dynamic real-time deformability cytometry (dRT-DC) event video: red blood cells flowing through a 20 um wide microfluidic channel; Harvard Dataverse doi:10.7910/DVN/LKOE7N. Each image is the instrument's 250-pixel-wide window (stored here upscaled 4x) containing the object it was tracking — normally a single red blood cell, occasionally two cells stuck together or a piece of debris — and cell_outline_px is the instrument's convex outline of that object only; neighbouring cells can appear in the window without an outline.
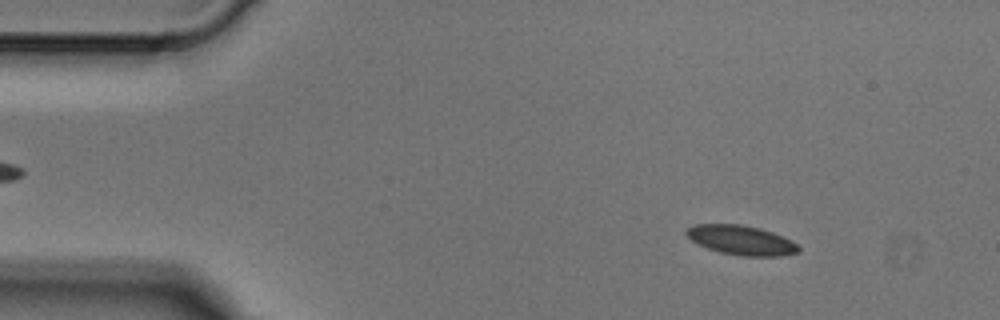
{"species": "Egyptian fruit bat (a non-hibernating species)", "species_latin": "Rousettus aegyptiacus", "temperature_condition": "cold", "stored_images_in_passage": 3, "camera_frame_rate_fps": 3000, "um_per_image_px": 0.085, "animal": {"sex": "male"}, "frame": {"image": 1, "passage_image": 1, "time_ms": 0.0, "image_size_px": [1000, 320], "cell_outline_px": [[800, 252], [780, 256], [740, 256], [720, 252], [708, 248], [692, 240], [684, 232], [688, 228], [696, 224], [740, 224], [760, 228], [772, 232], [796, 244], [800, 248]], "centroid_in_image_um": [63.0, 20.41], "position_along_channel_um": 22.0, "area_um2": 19.02}}